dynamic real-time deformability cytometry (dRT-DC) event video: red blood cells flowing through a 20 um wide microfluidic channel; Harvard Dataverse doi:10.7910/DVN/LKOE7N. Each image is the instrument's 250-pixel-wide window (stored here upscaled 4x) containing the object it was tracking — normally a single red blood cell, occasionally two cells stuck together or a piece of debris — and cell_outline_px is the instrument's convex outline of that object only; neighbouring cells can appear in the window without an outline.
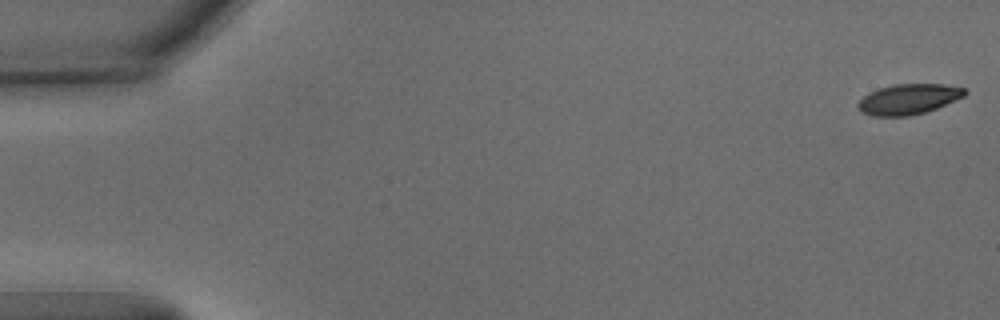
{"species": "common noctule bat (a hibernating species)", "species_latin": "Nyctalus noctula", "temperature_condition": "warm", "stored_images_in_passage": 53, "camera_frame_rate_fps": 3000, "um_per_image_px": 0.085, "animal": {"sex": "male", "body_mass_g": 15.6}, "frame": {"image": 1, "passage_image": 1, "time_ms": 0.0, "image_size_px": [1000, 320], "cell_outline_px": [[968, 92], [964, 96], [936, 108], [924, 112], [908, 116], [872, 116], [860, 112], [856, 104], [868, 92], [892, 84], [944, 84], [964, 88]], "centroid_in_image_um": [77.19, 8.43], "position_along_channel_um": 7.8, "area_um2": 18.9}}
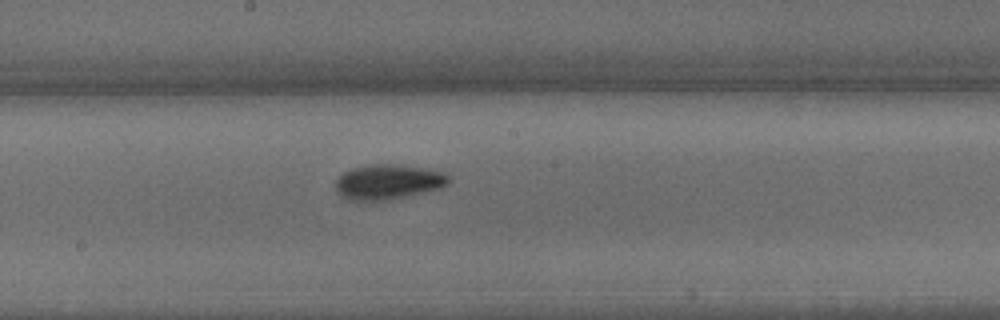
{"frame": {"image": 2, "passage_image": 29, "time_ms": 9.333, "image_size_px": [1000, 320], "cell_outline_px": [[448, 184], [440, 188], [384, 200], [348, 200], [336, 188], [336, 180], [344, 172], [352, 168], [368, 164], [396, 164], [424, 168], [444, 172], [448, 176]], "centroid_in_image_um": [32.99, 15.43], "position_along_channel_um": 215.2, "area_um2": 22.54}}
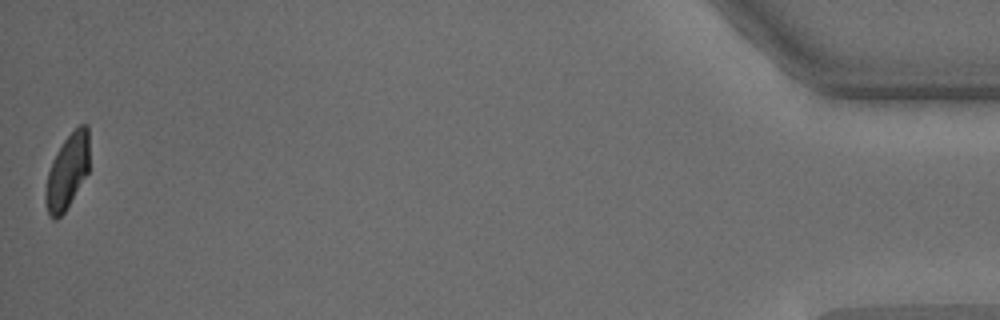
{"frame": {"image": 3, "passage_image": 53, "time_ms": 17.333, "image_size_px": [1000, 320], "cell_outline_px": [[88, 172], [64, 212], [56, 220], [52, 220], [48, 216], [44, 200], [44, 192], [48, 172], [52, 160], [56, 152], [64, 140], [80, 124], [88, 124]], "centroid_in_image_um": [5.68, 14.61], "position_along_channel_um": 429.5, "area_um2": 19.02}, "authors_computed_cell_mechanics": {"area_um2": 20.7502, "velocity_mm_per_s": 3.8275, "shape_relaxation_time_tau1_ms": 2.9725, "shape_relaxation_time_tau2_ms": 4.0852, "deformation_change_tau1": 0.1437, "deformation_change_tau2": 0.0834}}